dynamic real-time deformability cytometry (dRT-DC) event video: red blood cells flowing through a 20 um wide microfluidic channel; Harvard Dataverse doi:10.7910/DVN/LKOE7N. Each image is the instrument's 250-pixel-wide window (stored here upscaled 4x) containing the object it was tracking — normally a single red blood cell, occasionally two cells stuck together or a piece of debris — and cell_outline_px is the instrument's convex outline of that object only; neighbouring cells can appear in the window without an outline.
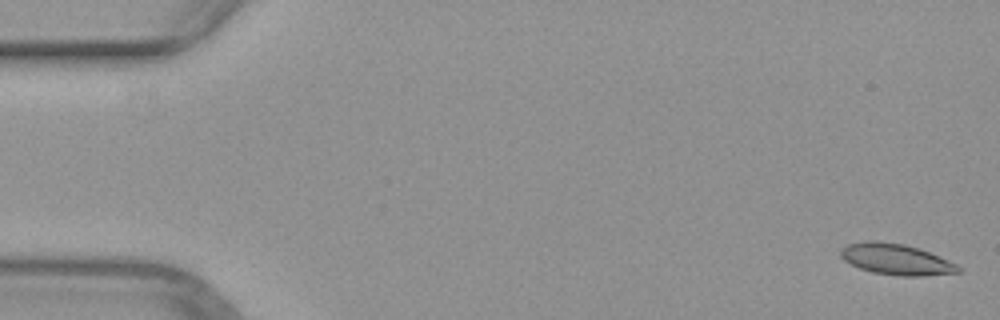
{"species": "common noctule bat (a hibernating species)", "species_latin": "Nyctalus noctula", "temperature_condition": "warm", "stored_images_in_passage": 4, "camera_frame_rate_fps": 3000, "um_per_image_px": 0.085, "animal": {"sex": "female", "body_mass_g": 29.2, "forearm_length_mm": 56.3}, "frame": {"image": 1, "passage_image": 1, "time_ms": 0.0, "image_size_px": [1000, 320], "cell_outline_px": [[964, 268], [960, 272], [924, 276], [900, 276], [872, 272], [860, 268], [844, 260], [840, 256], [840, 248], [848, 244], [868, 240], [872, 240], [904, 244], [928, 252], [956, 264]], "centroid_in_image_um": [76.15, 22.05], "position_along_channel_um": 8.8, "area_um2": 21.1}}